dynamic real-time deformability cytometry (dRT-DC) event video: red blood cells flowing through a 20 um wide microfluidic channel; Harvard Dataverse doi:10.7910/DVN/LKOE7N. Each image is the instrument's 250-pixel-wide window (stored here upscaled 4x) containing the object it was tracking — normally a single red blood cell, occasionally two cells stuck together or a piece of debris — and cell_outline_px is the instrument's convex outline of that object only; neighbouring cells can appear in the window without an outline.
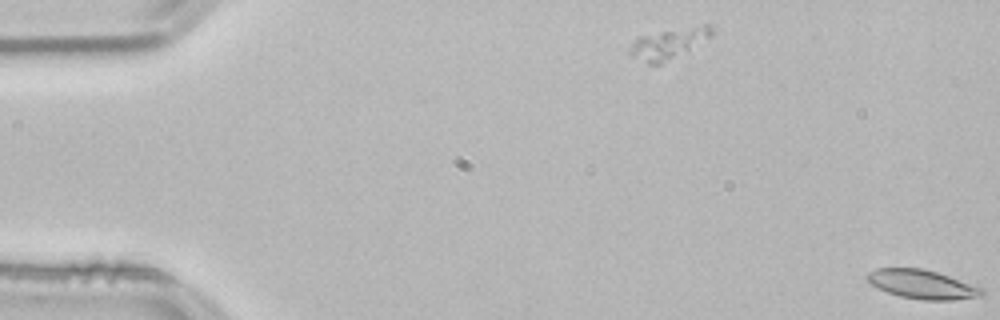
{"species": "common noctule bat (a hibernating species)", "species_latin": "Nyctalus noctula", "temperature_condition": "room temperature", "stored_images_in_passage": 2, "segment_of_instrument_passage": [2, 2], "camera_frame_rate_fps": 3000, "um_per_image_px": 0.085, "animal": {"sex": "male", "body_mass_g": 21.5, "forearm_length_mm": 52.0}, "frame": {"image": 1, "passage_image": 2, "time_ms": 0.333, "image_size_px": [1000, 320], "cell_outline_px": [[984, 292], [980, 296], [952, 300], [924, 300], [900, 296], [888, 292], [872, 284], [864, 276], [868, 272], [876, 268], [920, 268], [936, 272], [984, 288]], "centroid_in_image_um": [78.37, 24.16], "position_along_channel_um": 6.6, "area_um2": 19.07}}